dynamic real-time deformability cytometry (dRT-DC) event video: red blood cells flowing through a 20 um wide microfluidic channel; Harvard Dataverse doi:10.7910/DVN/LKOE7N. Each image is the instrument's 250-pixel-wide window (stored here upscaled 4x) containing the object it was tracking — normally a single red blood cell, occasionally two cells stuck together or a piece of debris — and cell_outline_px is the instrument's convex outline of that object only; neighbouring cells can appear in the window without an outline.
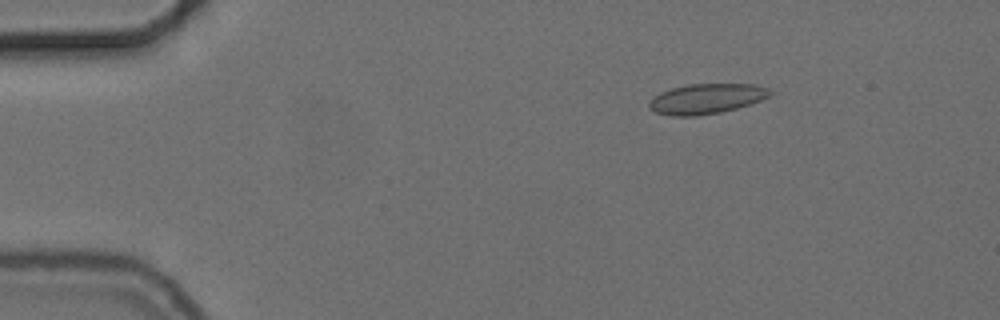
{"species": "common noctule bat (a hibernating species)", "species_latin": "Nyctalus noctula", "temperature_condition": "cold", "stored_images_in_passage": 48, "camera_frame_rate_fps": 3000, "um_per_image_px": 0.085, "animal": {"sex": "female", "body_mass_g": 24.6, "forearm_length_mm": 56.2}, "frame": {"image": 1, "passage_image": 1, "time_ms": 0.0, "image_size_px": [1000, 320], "cell_outline_px": [[772, 92], [768, 96], [760, 100], [736, 108], [720, 112], [696, 116], [672, 116], [656, 112], [648, 104], [648, 100], [660, 92], [672, 88], [688, 84], [756, 84], [768, 88]], "centroid_in_image_um": [60.02, 8.38], "position_along_channel_um": 25.0, "area_um2": 21.04}}
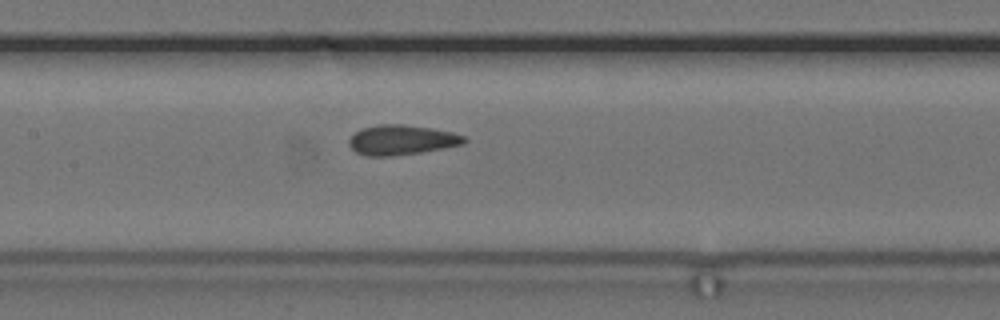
{"frame": {"image": 2, "passage_image": 19, "time_ms": 6.0, "image_size_px": [1000, 320], "cell_outline_px": [[468, 140], [464, 144], [444, 148], [420, 152], [392, 156], [364, 156], [356, 152], [348, 144], [348, 140], [360, 128], [380, 124], [404, 124], [432, 128], [452, 132], [464, 136]], "centroid_in_image_um": [34.13, 11.89], "position_along_channel_um": 173.3, "area_um2": 20.17}}
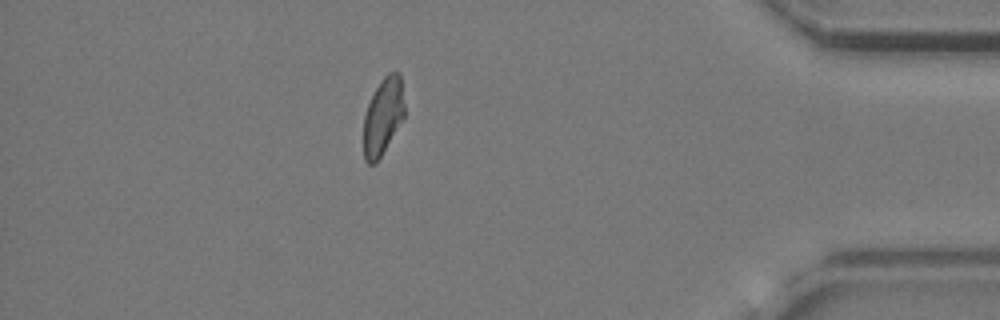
{"frame": {"image": 3, "passage_image": 41, "time_ms": 13.333, "image_size_px": [1000, 320], "cell_outline_px": [[404, 120], [376, 164], [368, 164], [364, 160], [364, 116], [368, 104], [380, 80], [388, 72], [400, 72], [404, 104]], "centroid_in_image_um": [32.57, 9.91], "position_along_channel_um": 402.6, "area_um2": 18.55}, "authors_computed_cell_mechanics": {"area_um2": 19.7098, "velocity_mm_per_s": 3.7076, "shape_relaxation_time_tau1_ms": 3.0919, "shape_relaxation_time_tau2_ms": 2.3432, "deformation_change_tau1": 0.0588, "deformation_change_tau2": 0.0747}}